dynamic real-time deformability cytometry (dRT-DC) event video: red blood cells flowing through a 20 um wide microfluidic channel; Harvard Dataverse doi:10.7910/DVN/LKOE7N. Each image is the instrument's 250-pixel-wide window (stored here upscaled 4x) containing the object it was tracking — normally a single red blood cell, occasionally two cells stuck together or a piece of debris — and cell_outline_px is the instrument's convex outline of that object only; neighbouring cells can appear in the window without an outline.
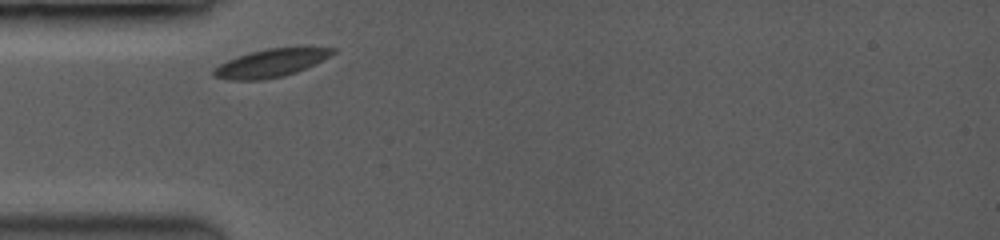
{"species": "common noctule bat (a hibernating species)", "species_latin": "Nyctalus noctula", "temperature_condition": "room temperature", "stored_images_in_passage": 8, "camera_frame_rate_fps": 3500, "um_per_image_px": 0.085, "animal": {"sex": "female", "body_mass_g": 19.0, "forearm_length_mm": 53.3}, "frame": {"image": 1, "passage_image": 1, "time_ms": 0.0, "image_size_px": [1000, 240], "cell_outline_px": [[336, 52], [296, 72], [284, 76], [260, 80], [228, 80], [212, 76], [212, 68], [236, 56], [248, 52], [268, 48], [336, 48]], "centroid_in_image_um": [22.91, 5.37], "position_along_channel_um": 62.1, "area_um2": 19.13}}
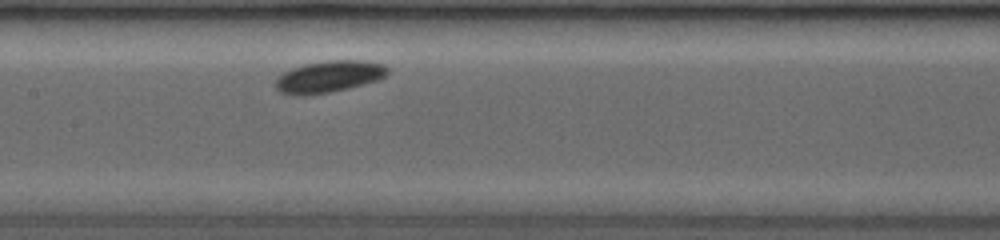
{"frame": {"image": 2, "passage_image": 6, "time_ms": 3.143, "image_size_px": [1000, 240], "cell_outline_px": [[388, 72], [384, 76], [376, 80], [364, 84], [328, 92], [280, 92], [272, 84], [276, 76], [292, 68], [304, 64], [324, 60], [360, 60], [384, 64], [388, 68]], "centroid_in_image_um": [27.96, 6.45], "position_along_channel_um": 179.4, "area_um2": 20.06}}
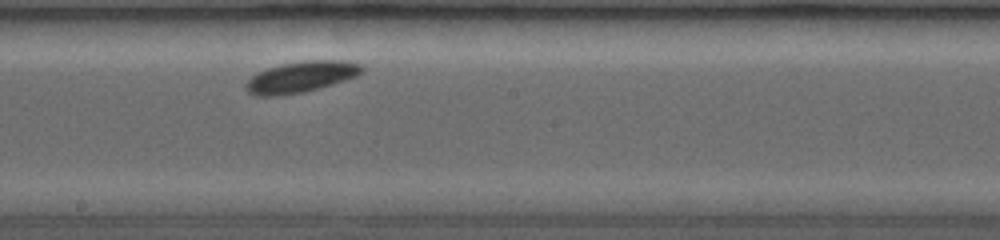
{"frame": {"image": 3, "passage_image": 8, "time_ms": 4.286, "image_size_px": [1000, 240], "cell_outline_px": [[364, 68], [356, 76], [332, 84], [300, 92], [268, 96], [248, 92], [244, 84], [256, 72], [280, 64], [304, 60], [344, 60], [360, 64]], "centroid_in_image_um": [25.58, 6.5], "position_along_channel_um": 222.6, "area_um2": 20.52}}